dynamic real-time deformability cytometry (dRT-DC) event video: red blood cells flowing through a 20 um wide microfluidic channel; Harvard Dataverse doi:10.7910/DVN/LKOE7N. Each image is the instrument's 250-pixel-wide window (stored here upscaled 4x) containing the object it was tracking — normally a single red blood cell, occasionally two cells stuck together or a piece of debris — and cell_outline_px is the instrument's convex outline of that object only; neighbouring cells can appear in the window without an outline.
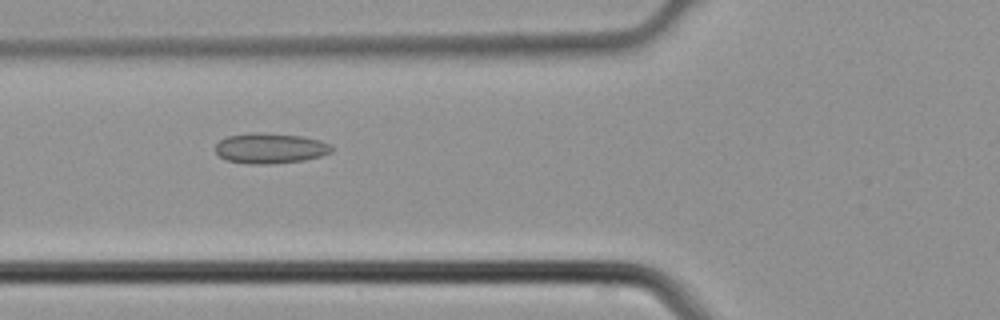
{"species": "common noctule bat (a hibernating species)", "species_latin": "Nyctalus noctula", "temperature_condition": "cold", "stored_images_in_passage": 7, "camera_frame_rate_fps": 3000, "um_per_image_px": 0.085, "animal": {"sex": "male", "body_mass_g": 21.5, "forearm_length_mm": 52.0}, "frame": {"image": 1, "passage_image": 6, "time_ms": 1.667, "image_size_px": [1000, 320], "cell_outline_px": [[332, 152], [320, 156], [304, 160], [272, 164], [248, 164], [228, 160], [220, 156], [216, 152], [216, 144], [220, 140], [228, 136], [252, 132], [264, 132], [304, 136], [320, 140], [332, 144]], "centroid_in_image_um": [23.0, 12.59], "position_along_channel_um": 102.8, "area_um2": 20.75}}
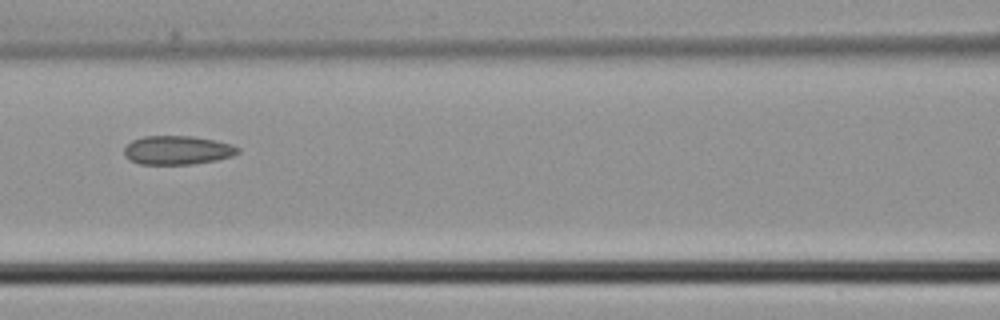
{"frame": {"image": 2, "passage_image": 7, "time_ms": 2.0, "image_size_px": [1000, 320], "cell_outline_px": [[240, 152], [232, 156], [216, 160], [192, 164], [140, 164], [124, 156], [124, 148], [132, 140], [144, 136], [192, 136], [232, 144], [240, 148]], "centroid_in_image_um": [15.08, 12.76], "position_along_channel_um": 151.5, "area_um2": 19.02}}